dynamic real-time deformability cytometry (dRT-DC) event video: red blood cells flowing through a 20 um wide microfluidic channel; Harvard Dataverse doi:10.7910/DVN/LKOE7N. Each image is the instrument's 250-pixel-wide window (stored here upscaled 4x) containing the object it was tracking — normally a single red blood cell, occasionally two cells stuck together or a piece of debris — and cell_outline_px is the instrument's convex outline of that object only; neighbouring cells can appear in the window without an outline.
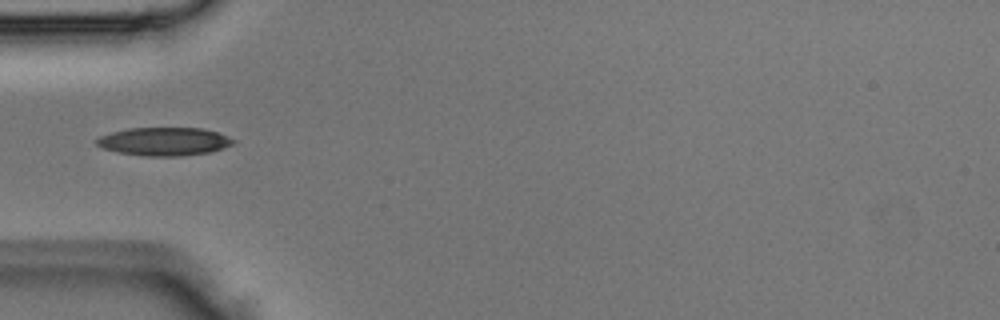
{"species": "Egyptian fruit bat (a non-hibernating species)", "species_latin": "Rousettus aegyptiacus", "temperature_condition": "room temperature", "stored_images_in_passage": 22, "camera_frame_rate_fps": 3000, "um_per_image_px": 0.085, "animal": {"sex": "male"}, "frame": {"image": 1, "passage_image": 4, "time_ms": 1.0, "image_size_px": [1000, 320], "cell_outline_px": [[236, 140], [232, 144], [224, 148], [208, 152], [180, 156], [144, 156], [120, 152], [104, 148], [96, 144], [92, 140], [100, 136], [112, 132], [128, 128], [204, 128], [228, 136]], "centroid_in_image_um": [13.94, 12.02], "position_along_channel_um": 71.1, "area_um2": 22.43}}
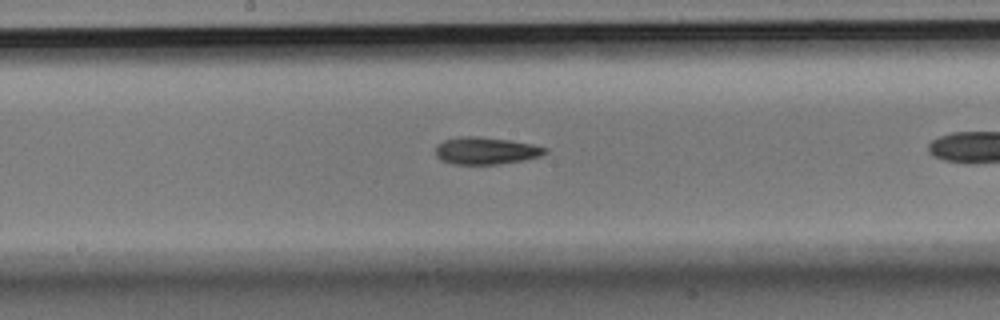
{"frame": {"image": 2, "passage_image": 10, "time_ms": 3.0, "image_size_px": [1000, 320], "cell_outline_px": [[548, 152], [540, 156], [524, 160], [496, 164], [452, 164], [440, 160], [436, 156], [436, 144], [444, 140], [460, 136], [476, 136], [512, 140], [532, 144], [548, 148]], "centroid_in_image_um": [41.29, 12.8], "position_along_channel_um": 206.9, "area_um2": 17.51}}